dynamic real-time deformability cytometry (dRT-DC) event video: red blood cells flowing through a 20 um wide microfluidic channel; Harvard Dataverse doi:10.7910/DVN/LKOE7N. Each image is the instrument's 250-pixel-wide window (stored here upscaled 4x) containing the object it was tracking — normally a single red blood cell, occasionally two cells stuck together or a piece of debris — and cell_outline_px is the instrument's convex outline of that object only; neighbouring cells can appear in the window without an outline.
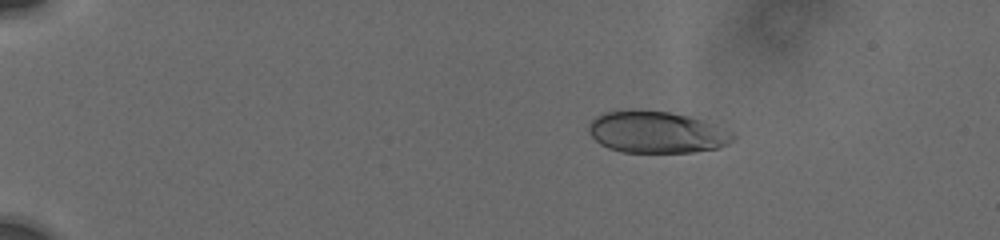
{"species": "human", "species_latin": "Homo sapiens", "temperature_condition": "cold", "stored_images_in_passage": 16, "camera_frame_rate_fps": 3000, "um_per_image_px": 0.085, "donor": {"sex": "male"}, "frame": {"image": 1, "passage_image": 5, "time_ms": 3.667, "image_size_px": [1000, 240], "cell_outline_px": [[736, 136], [728, 144], [716, 148], [692, 152], [620, 152], [608, 148], [600, 144], [588, 132], [588, 128], [592, 120], [596, 116], [604, 112], [628, 108], [636, 108], [668, 112], [688, 116], [704, 120], [732, 132]], "centroid_in_image_um": [55.77, 11.21], "position_along_channel_um": 29.2, "area_um2": 35.43}}
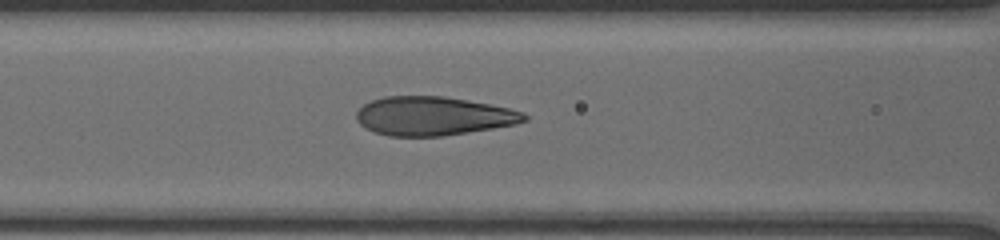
{"frame": {"image": 2, "passage_image": 13, "time_ms": 9.0, "image_size_px": [1000, 240], "cell_outline_px": [[528, 120], [516, 124], [444, 136], [388, 136], [364, 128], [356, 120], [356, 112], [364, 104], [372, 100], [384, 96], [444, 96], [488, 104], [508, 108], [524, 112], [528, 116]], "centroid_in_image_um": [36.81, 9.86], "position_along_channel_um": 129.8, "area_um2": 37.92}}
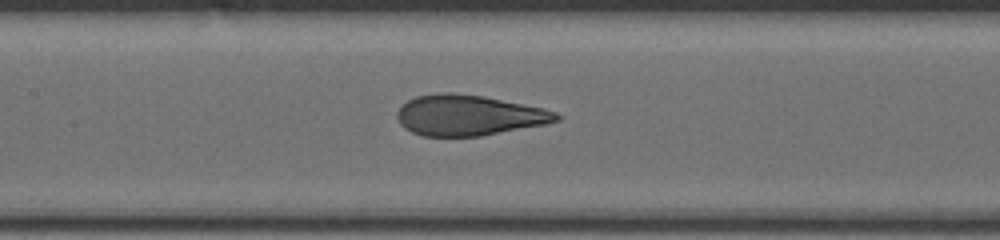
{"frame": {"image": 3, "passage_image": 16, "time_ms": 10.0, "image_size_px": [1000, 240], "cell_outline_px": [[560, 120], [544, 124], [480, 136], [424, 136], [412, 132], [404, 128], [400, 124], [396, 116], [396, 112], [408, 100], [416, 96], [440, 92], [452, 92], [484, 96], [544, 108], [556, 112], [560, 116]], "centroid_in_image_um": [39.82, 9.79], "position_along_channel_um": 167.6, "area_um2": 37.57}}